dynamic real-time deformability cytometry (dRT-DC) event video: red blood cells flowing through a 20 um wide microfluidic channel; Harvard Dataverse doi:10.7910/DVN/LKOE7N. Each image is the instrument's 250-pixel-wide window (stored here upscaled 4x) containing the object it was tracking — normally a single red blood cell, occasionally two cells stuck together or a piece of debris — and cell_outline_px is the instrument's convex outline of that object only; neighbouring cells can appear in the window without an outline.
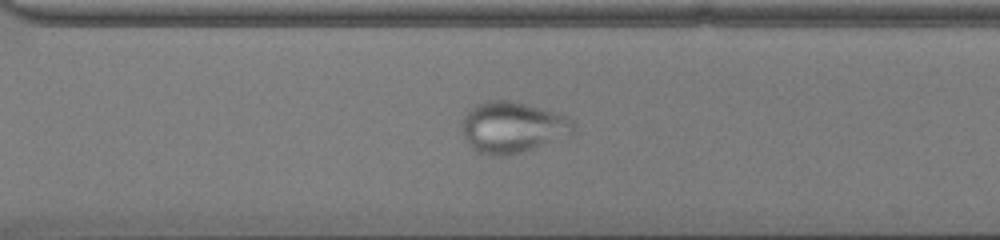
{"species": "common noctule bat (a hibernating species)", "species_latin": "Nyctalus noctula", "temperature_condition": "cold", "stored_images_in_passage": 53, "camera_frame_rate_fps": 3000, "um_per_image_px": 0.085, "animal": {"sex": "male", "body_mass_g": 13.0, "forearm_length_mm": 53.1}, "frame": {"image": 1, "passage_image": 39, "time_ms": 12.667, "image_size_px": [1000, 240], "cell_outline_px": [[576, 128], [572, 136], [520, 152], [504, 156], [492, 156], [480, 152], [472, 148], [468, 144], [460, 128], [460, 120], [476, 104], [488, 100], [508, 100], [524, 104], [568, 116], [576, 124]], "centroid_in_image_um": [43.57, 10.83], "position_along_channel_um": 327.0, "area_um2": 33.41}}
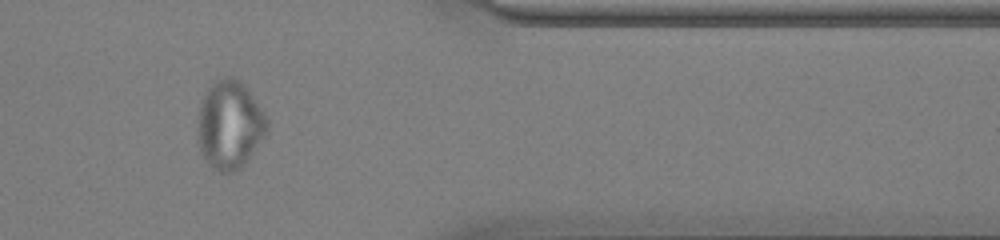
{"frame": {"image": 2, "passage_image": 45, "time_ms": 14.667, "image_size_px": [1000, 240], "cell_outline_px": [[268, 128], [264, 136], [244, 164], [236, 172], [220, 172], [204, 160], [200, 152], [196, 132], [200, 104], [212, 80], [220, 76], [232, 76], [244, 84], [248, 88], [268, 120]], "centroid_in_image_um": [19.49, 10.58], "position_along_channel_um": 391.9, "area_um2": 35.95}}